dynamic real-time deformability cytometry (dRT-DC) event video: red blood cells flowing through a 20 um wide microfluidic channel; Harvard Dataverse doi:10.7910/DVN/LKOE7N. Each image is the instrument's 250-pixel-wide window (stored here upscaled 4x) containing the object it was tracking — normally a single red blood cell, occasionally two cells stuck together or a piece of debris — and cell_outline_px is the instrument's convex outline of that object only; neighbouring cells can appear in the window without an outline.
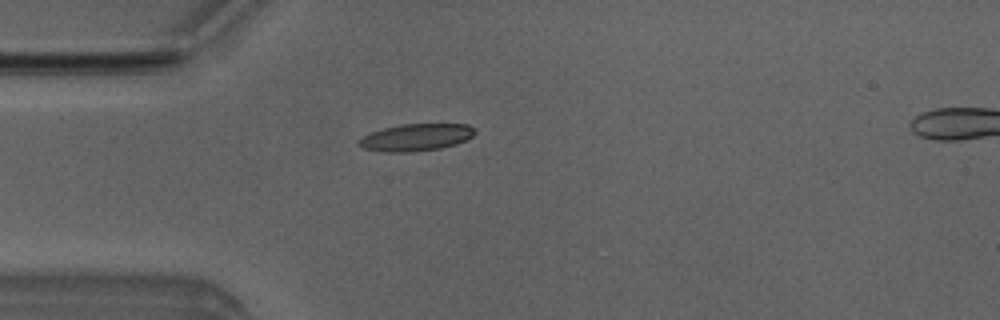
{"species": "Egyptian fruit bat (a non-hibernating species)", "species_latin": "Rousettus aegyptiacus", "temperature_condition": "room temperature", "stored_images_in_passage": 1, "camera_frame_rate_fps": 3000, "um_per_image_px": 0.085, "animal": {"sex": "male"}, "frame": {"image": 1, "passage_image": 1, "time_ms": 0.0, "image_size_px": [1000, 320], "cell_outline_px": [[476, 132], [472, 136], [456, 144], [440, 148], [412, 152], [384, 152], [364, 148], [356, 144], [356, 140], [372, 132], [384, 128], [400, 124], [468, 124], [476, 128]], "centroid_in_image_um": [35.36, 11.67], "position_along_channel_um": 49.6, "area_um2": 18.38}}